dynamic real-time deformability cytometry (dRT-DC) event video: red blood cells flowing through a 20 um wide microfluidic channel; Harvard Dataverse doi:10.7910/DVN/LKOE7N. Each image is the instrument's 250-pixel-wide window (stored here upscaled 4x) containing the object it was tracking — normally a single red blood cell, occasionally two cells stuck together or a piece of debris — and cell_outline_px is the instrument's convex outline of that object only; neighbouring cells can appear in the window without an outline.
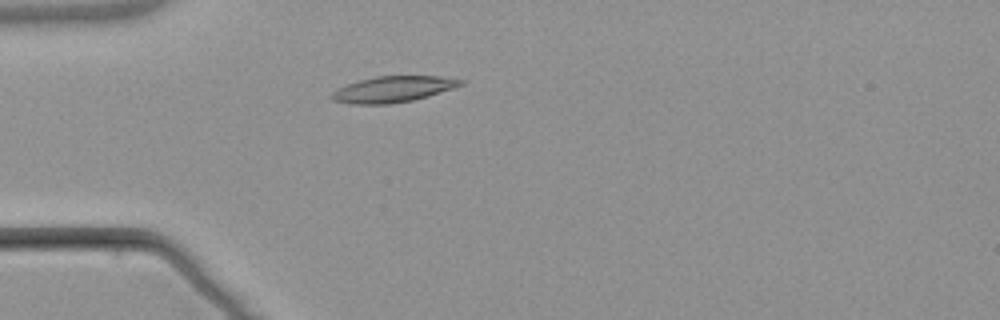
{"species": "common noctule bat (a hibernating species)", "species_latin": "Nyctalus noctula", "temperature_condition": "warm", "stored_images_in_passage": 5, "camera_frame_rate_fps": 3000, "um_per_image_px": 0.085, "animal": {"sex": "male", "body_mass_g": 21.5, "forearm_length_mm": 52.0}, "frame": {"image": 1, "passage_image": 3, "time_ms": 2.667, "image_size_px": [1000, 320], "cell_outline_px": [[464, 84], [428, 96], [412, 100], [388, 104], [352, 104], [332, 100], [328, 96], [336, 88], [360, 80], [376, 76], [440, 76], [464, 80]], "centroid_in_image_um": [33.36, 7.58], "position_along_channel_um": 51.6, "area_um2": 19.48}}
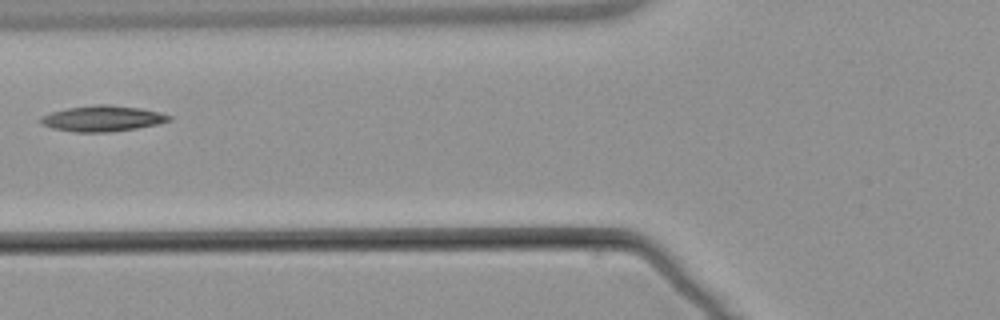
{"frame": {"image": 2, "passage_image": 5, "time_ms": 4.667, "image_size_px": [1000, 320], "cell_outline_px": [[172, 120], [156, 124], [136, 128], [108, 132], [76, 132], [52, 128], [44, 124], [40, 120], [40, 116], [52, 112], [68, 108], [96, 104], [108, 104], [140, 108], [160, 112], [172, 116]], "centroid_in_image_um": [8.73, 10.06], "position_along_channel_um": 117.1, "area_um2": 19.13}}